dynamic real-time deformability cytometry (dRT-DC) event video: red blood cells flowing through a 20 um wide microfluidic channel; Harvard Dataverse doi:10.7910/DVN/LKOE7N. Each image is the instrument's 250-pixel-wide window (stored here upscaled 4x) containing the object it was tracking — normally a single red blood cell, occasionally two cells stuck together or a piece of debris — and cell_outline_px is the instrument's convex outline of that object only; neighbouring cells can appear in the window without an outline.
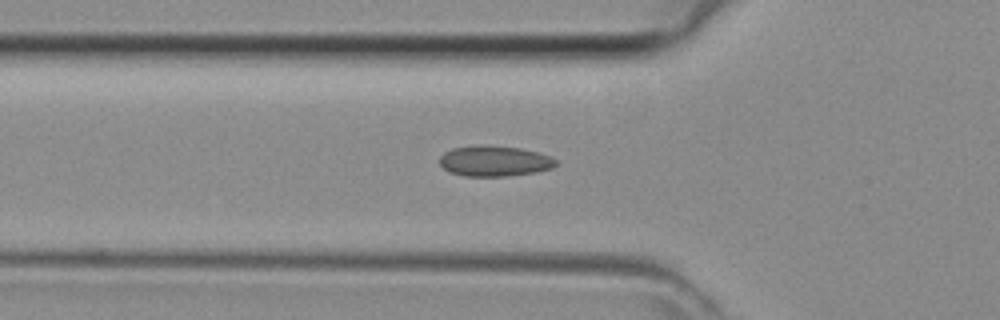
{"species": "common noctule bat (a hibernating species)", "species_latin": "Nyctalus noctula", "temperature_condition": "room temperature", "stored_images_in_passage": 35, "camera_frame_rate_fps": 3000, "um_per_image_px": 0.085, "animal": {"sex": "female", "body_mass_g": 29.2, "forearm_length_mm": 56.3}, "frame": {"image": 1, "passage_image": 9, "time_ms": 2.667, "image_size_px": [1000, 320], "cell_outline_px": [[556, 164], [552, 168], [536, 172], [508, 176], [464, 176], [448, 172], [440, 164], [440, 156], [444, 152], [452, 148], [480, 144], [484, 144], [520, 148], [536, 152], [548, 156], [556, 160]], "centroid_in_image_um": [41.98, 13.68], "position_along_channel_um": 83.8, "area_um2": 20.81}}
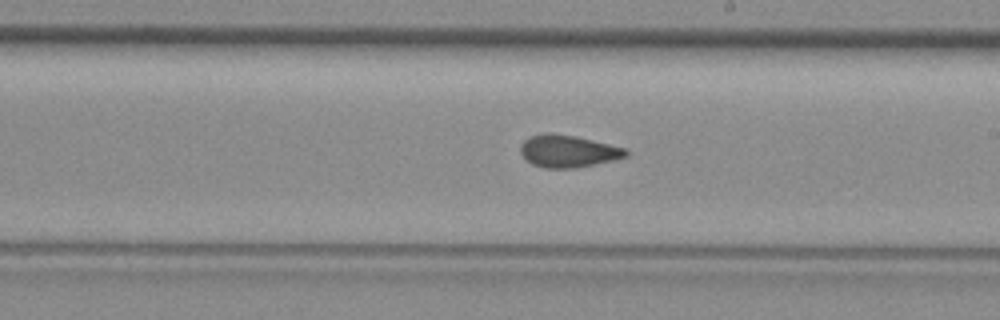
{"frame": {"image": 2, "passage_image": 19, "time_ms": 6.0, "image_size_px": [1000, 320], "cell_outline_px": [[628, 156], [612, 160], [576, 168], [544, 168], [532, 164], [520, 152], [520, 144], [524, 140], [532, 136], [548, 132], [576, 136], [628, 148]], "centroid_in_image_um": [48.3, 12.84], "position_along_channel_um": 240.7, "area_um2": 19.83}}
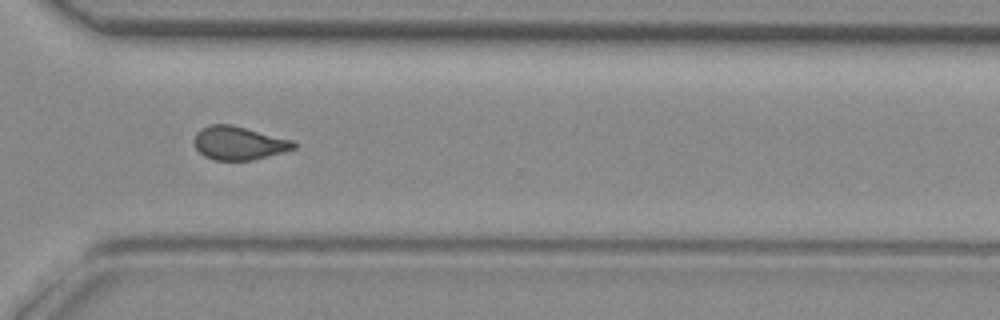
{"frame": {"image": 3, "passage_image": 26, "time_ms": 8.333, "image_size_px": [1000, 320], "cell_outline_px": [[296, 148], [252, 160], [216, 160], [204, 156], [196, 148], [192, 140], [196, 132], [200, 128], [212, 124], [232, 124], [292, 140], [296, 144]], "centroid_in_image_um": [20.25, 12.15], "position_along_channel_um": 350.4, "area_um2": 19.36}}